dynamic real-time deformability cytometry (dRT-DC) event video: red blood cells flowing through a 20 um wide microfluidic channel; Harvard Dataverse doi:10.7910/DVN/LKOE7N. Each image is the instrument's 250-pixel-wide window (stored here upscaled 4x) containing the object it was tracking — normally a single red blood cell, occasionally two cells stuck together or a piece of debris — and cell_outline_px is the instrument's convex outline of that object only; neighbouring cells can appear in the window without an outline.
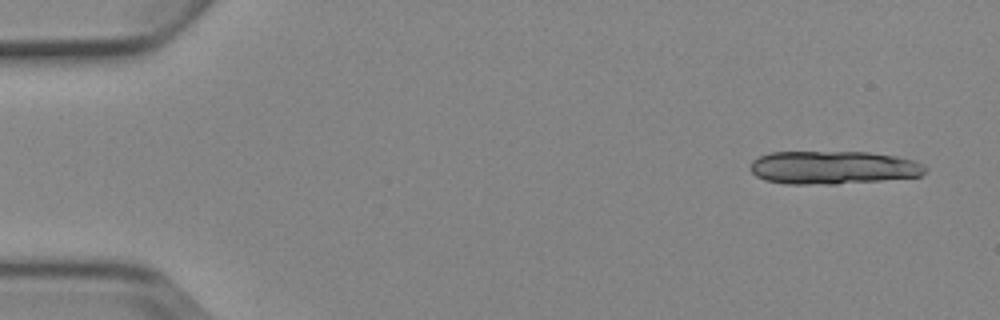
{"species": "Egyptian fruit bat (a non-hibernating species)", "species_latin": "Rousettus aegyptiacus", "temperature_condition": "cold", "stored_images_in_passage": 6, "segment_of_instrument_passage": [1, 2], "camera_frame_rate_fps": 3000, "um_per_image_px": 0.085, "animal": {"sex": "female"}, "frame": {"image": 1, "passage_image": 1, "time_ms": 0.0, "image_size_px": [1000, 320], "cell_outline_px": [[928, 168], [920, 176], [880, 180], [836, 184], [784, 184], [764, 180], [756, 176], [752, 172], [752, 160], [768, 152], [868, 152], [896, 156], [916, 160], [924, 164]], "centroid_in_image_um": [70.83, 14.24], "position_along_channel_um": 14.2, "area_um2": 33.99}}